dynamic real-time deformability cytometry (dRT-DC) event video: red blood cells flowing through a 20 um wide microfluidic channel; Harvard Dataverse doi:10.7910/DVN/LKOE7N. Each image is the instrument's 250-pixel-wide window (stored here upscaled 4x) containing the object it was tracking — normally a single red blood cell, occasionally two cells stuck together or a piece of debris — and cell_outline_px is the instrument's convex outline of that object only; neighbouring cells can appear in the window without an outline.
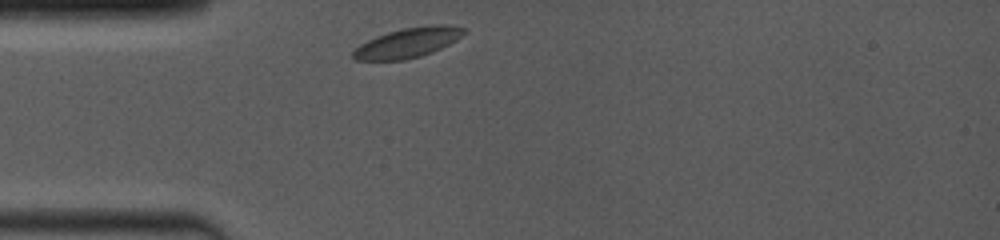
{"species": "common noctule bat (a hibernating species)", "species_latin": "Nyctalus noctula", "temperature_condition": "room temperature", "stored_images_in_passage": 22, "camera_frame_rate_fps": 4000, "um_per_image_px": 0.085, "animal": {"sex": "female", "body_mass_g": 19.0, "forearm_length_mm": 53.3}, "frame": {"image": 1, "passage_image": 1, "time_ms": 0.0, "image_size_px": [1000, 240], "cell_outline_px": [[464, 32], [456, 40], [432, 52], [420, 56], [404, 60], [356, 60], [352, 56], [352, 52], [360, 44], [376, 36], [388, 32], [404, 28], [436, 24], [452, 24], [464, 28]], "centroid_in_image_um": [34.66, 3.62], "position_along_channel_um": 50.3, "area_um2": 19.07}}
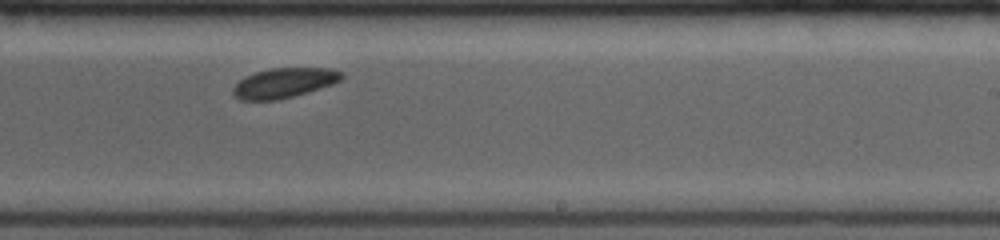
{"frame": {"image": 2, "passage_image": 13, "time_ms": 5.75, "image_size_px": [1000, 240], "cell_outline_px": [[344, 76], [340, 80], [332, 84], [308, 92], [276, 100], [240, 100], [232, 92], [232, 88], [244, 76], [256, 72], [272, 68], [328, 68], [344, 72]], "centroid_in_image_um": [24.15, 7.04], "position_along_channel_um": 264.9, "area_um2": 18.79}}
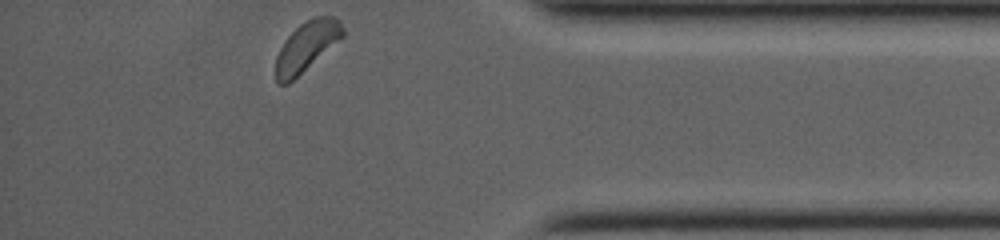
{"frame": {"image": 3, "passage_image": 22, "time_ms": 9.75, "image_size_px": [1000, 240], "cell_outline_px": [[344, 36], [288, 84], [276, 84], [276, 56], [280, 48], [288, 36], [300, 24], [316, 16], [332, 16], [340, 20], [344, 28]], "centroid_in_image_um": [26.07, 3.94], "position_along_channel_um": 409.1, "area_um2": 19.13}, "authors_computed_cell_mechanics": {"area_um2": 19.074, "velocity_mm_per_s": 3.9298, "shape_relaxation_time_tau1_ms": null, "shape_relaxation_time_tau2_ms": 1.8816, "deformation_change_tau1": null, "deformation_change_tau2": 0.0392}}